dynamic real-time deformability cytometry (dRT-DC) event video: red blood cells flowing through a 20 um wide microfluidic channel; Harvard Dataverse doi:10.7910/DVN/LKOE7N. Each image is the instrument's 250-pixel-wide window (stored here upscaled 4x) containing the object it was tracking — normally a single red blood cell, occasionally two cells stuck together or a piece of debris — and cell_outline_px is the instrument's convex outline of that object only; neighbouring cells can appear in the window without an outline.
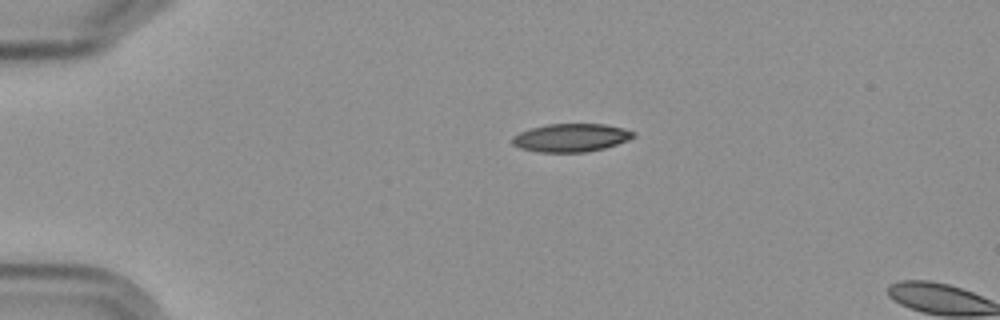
{"species": "Egyptian fruit bat (a non-hibernating species)", "species_latin": "Rousettus aegyptiacus", "temperature_condition": "cold", "stored_images_in_passage": 7, "camera_frame_rate_fps": 3000, "um_per_image_px": 0.085, "frame": {"image": 1, "passage_image": 1, "time_ms": 0.0, "image_size_px": [1000, 320], "cell_outline_px": [[636, 136], [628, 140], [604, 148], [588, 152], [536, 152], [520, 148], [512, 144], [512, 136], [520, 132], [532, 128], [548, 124], [604, 124], [624, 128], [636, 132]], "centroid_in_image_um": [48.55, 11.71], "position_along_channel_um": 36.5, "area_um2": 19.94}}
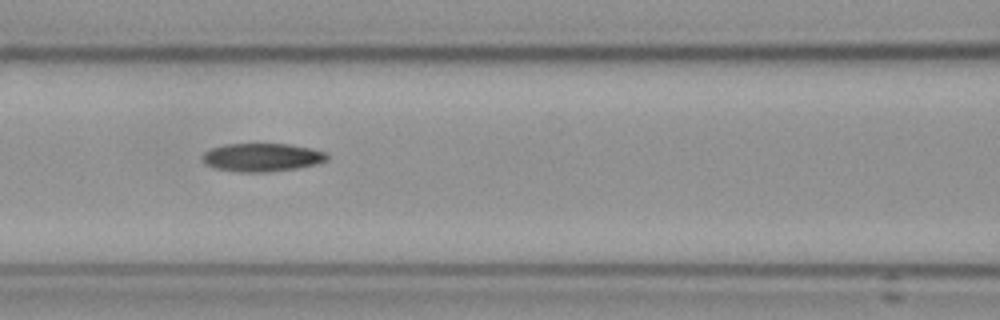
{"frame": {"image": 2, "passage_image": 4, "time_ms": 4.333, "image_size_px": [1000, 320], "cell_outline_px": [[328, 160], [316, 164], [296, 168], [268, 172], [240, 172], [216, 168], [208, 164], [200, 156], [204, 152], [212, 148], [228, 144], [288, 144], [308, 148], [324, 152], [328, 156]], "centroid_in_image_um": [22.27, 13.38], "position_along_channel_um": 144.3, "area_um2": 20.23}}
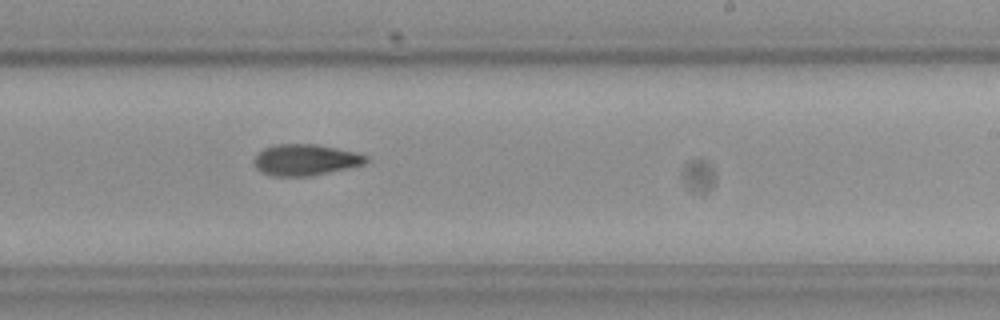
{"frame": {"image": 3, "passage_image": 7, "time_ms": 7.667, "image_size_px": [1000, 320], "cell_outline_px": [[368, 160], [364, 164], [312, 176], [272, 176], [260, 172], [256, 168], [252, 160], [256, 152], [264, 148], [276, 144], [316, 144], [356, 152], [368, 156]], "centroid_in_image_um": [25.9, 13.59], "position_along_channel_um": 263.1, "area_um2": 20.58}}